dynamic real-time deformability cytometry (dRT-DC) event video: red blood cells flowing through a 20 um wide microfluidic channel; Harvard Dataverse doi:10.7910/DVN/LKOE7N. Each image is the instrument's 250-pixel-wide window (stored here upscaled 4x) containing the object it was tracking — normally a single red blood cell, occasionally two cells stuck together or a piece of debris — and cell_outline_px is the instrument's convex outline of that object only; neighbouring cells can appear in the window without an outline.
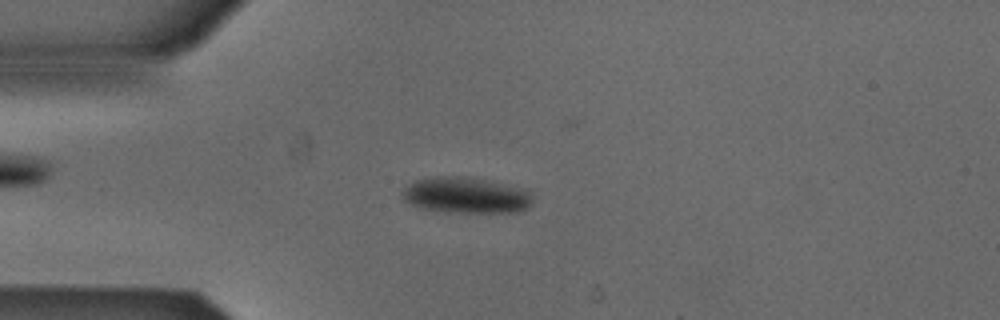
{"species": "Egyptian fruit bat (a non-hibernating species)", "species_latin": "Rousettus aegyptiacus", "temperature_condition": "cold", "stored_images_in_passage": 42, "camera_frame_rate_fps": 3000, "um_per_image_px": 0.085, "animal": {"sex": "male"}, "frame": {"image": 1, "passage_image": 13, "time_ms": 4.0, "image_size_px": [1000, 320], "cell_outline_px": [[532, 204], [528, 208], [520, 212], [444, 212], [424, 208], [412, 204], [404, 200], [404, 188], [416, 180], [436, 176], [460, 176], [484, 180], [528, 188], [532, 192]], "centroid_in_image_um": [39.7, 16.6], "position_along_channel_um": 45.3, "area_um2": 27.34}}
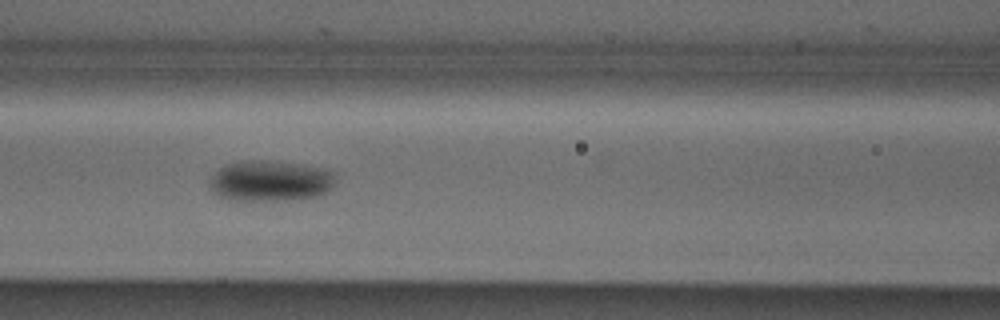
{"frame": {"image": 2, "passage_image": 22, "time_ms": 7.0, "image_size_px": [1000, 320], "cell_outline_px": [[336, 180], [324, 192], [316, 196], [284, 200], [228, 200], [212, 192], [212, 176], [220, 168], [228, 164], [244, 160], [260, 160], [296, 164], [324, 168], [336, 172]], "centroid_in_image_um": [22.99, 15.37], "position_along_channel_um": 143.6, "area_um2": 29.48}}
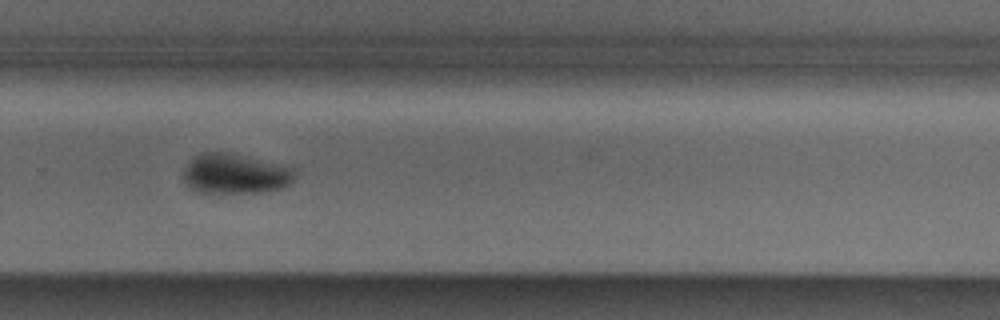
{"frame": {"image": 3, "passage_image": 35, "time_ms": 11.333, "image_size_px": [1000, 320], "cell_outline_px": [[296, 176], [292, 184], [284, 188], [260, 192], [200, 192], [192, 188], [184, 180], [184, 168], [196, 156], [204, 152], [232, 152], [296, 168]], "centroid_in_image_um": [20.08, 14.76], "position_along_channel_um": 309.7, "area_um2": 26.07}, "authors_computed_cell_mechanics": {"area_um2": 26.7036, "velocity_mm_per_s": 3.8447, "shape_relaxation_time_tau1_ms": 3.1493, "shape_relaxation_time_tau2_ms": null, "deformation_change_tau1": 0.0704, "deformation_change_tau2": null}}